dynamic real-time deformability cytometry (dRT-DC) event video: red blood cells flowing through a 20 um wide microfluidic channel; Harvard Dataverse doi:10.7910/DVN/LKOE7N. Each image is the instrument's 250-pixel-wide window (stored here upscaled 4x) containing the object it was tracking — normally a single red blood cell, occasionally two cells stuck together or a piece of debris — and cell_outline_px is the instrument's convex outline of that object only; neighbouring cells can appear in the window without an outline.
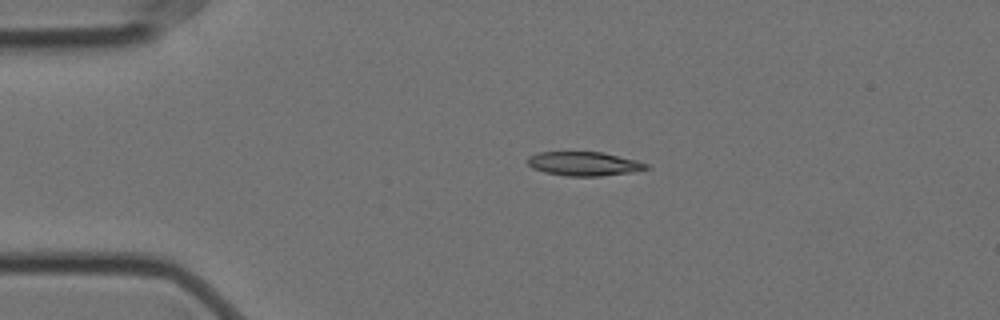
{"species": "Egyptian fruit bat (a non-hibernating species)", "species_latin": "Rousettus aegyptiacus", "temperature_condition": "cold", "stored_images_in_passage": 46, "camera_frame_rate_fps": 3000, "um_per_image_px": 0.085, "animal": {"sex": "female"}, "frame": {"image": 1, "passage_image": 1, "time_ms": 0.0, "image_size_px": [1000, 320], "cell_outline_px": [[648, 168], [632, 172], [600, 176], [568, 176], [544, 172], [532, 168], [528, 164], [528, 156], [536, 152], [604, 152], [636, 160], [648, 164]], "centroid_in_image_um": [49.61, 13.91], "position_along_channel_um": 35.4, "area_um2": 16.59}}
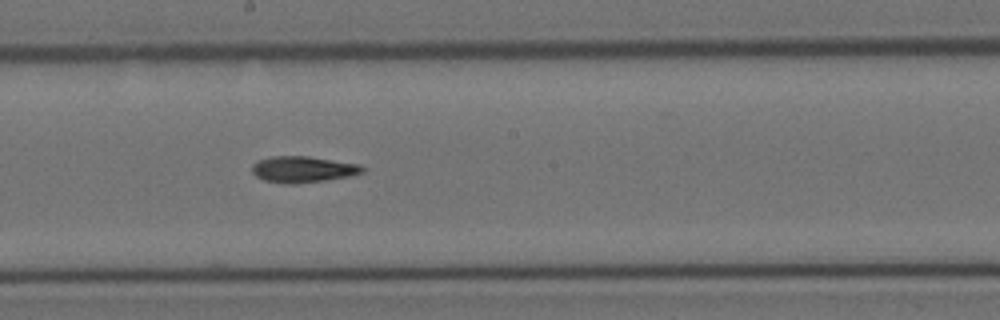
{"frame": {"image": 2, "passage_image": 20, "time_ms": 6.333, "image_size_px": [1000, 320], "cell_outline_px": [[364, 172], [348, 176], [324, 180], [296, 184], [284, 184], [264, 180], [256, 176], [252, 172], [252, 164], [260, 160], [272, 156], [308, 156], [360, 164], [364, 168]], "centroid_in_image_um": [25.74, 14.39], "position_along_channel_um": 222.5, "area_um2": 16.82}}
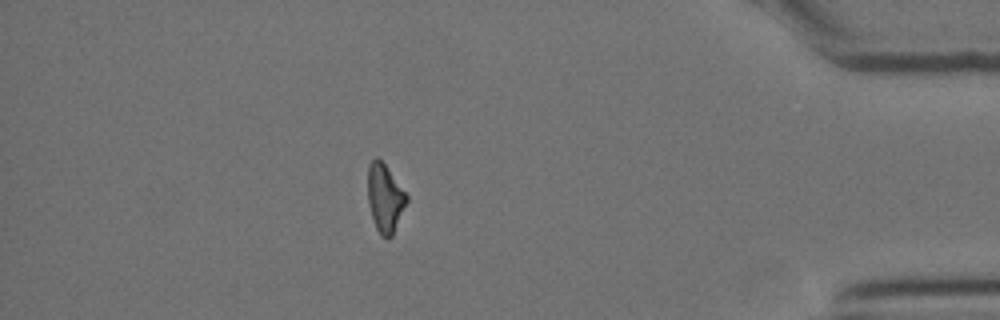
{"frame": {"image": 3, "passage_image": 39, "time_ms": 12.667, "image_size_px": [1000, 320], "cell_outline_px": [[408, 200], [392, 236], [388, 240], [380, 236], [376, 228], [368, 204], [368, 164], [376, 156], [384, 164], [408, 196]], "centroid_in_image_um": [32.71, 16.87], "position_along_channel_um": 402.5, "area_um2": 15.32}}